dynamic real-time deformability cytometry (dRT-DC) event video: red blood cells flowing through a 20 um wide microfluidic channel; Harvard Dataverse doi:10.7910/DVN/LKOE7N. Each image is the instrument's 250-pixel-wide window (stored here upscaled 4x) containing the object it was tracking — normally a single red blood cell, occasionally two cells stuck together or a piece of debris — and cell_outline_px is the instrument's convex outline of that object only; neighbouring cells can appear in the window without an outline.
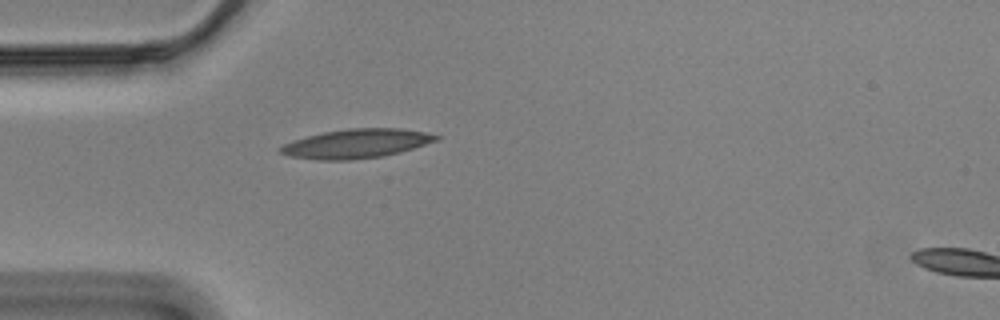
{"species": "Egyptian fruit bat (a non-hibernating species)", "species_latin": "Rousettus aegyptiacus", "temperature_condition": "cold", "stored_images_in_passage": 42, "camera_frame_rate_fps": 3000, "um_per_image_px": 0.085, "animal": {"sex": "male"}, "frame": {"image": 1, "passage_image": 1, "time_ms": 0.0, "image_size_px": [1000, 320], "cell_outline_px": [[440, 140], [400, 152], [384, 156], [352, 160], [316, 160], [288, 156], [280, 152], [280, 148], [284, 144], [292, 140], [324, 132], [348, 128], [400, 128], [424, 132], [440, 136]], "centroid_in_image_um": [30.31, 12.21], "position_along_channel_um": 54.7, "area_um2": 26.47}}
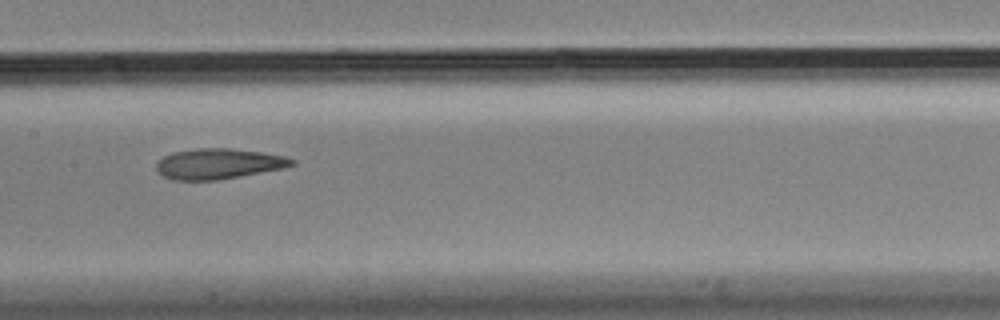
{"frame": {"image": 2, "passage_image": 13, "time_ms": 4.0, "image_size_px": [1000, 320], "cell_outline_px": [[296, 164], [284, 168], [240, 176], [216, 180], [172, 180], [160, 176], [156, 172], [156, 164], [164, 156], [172, 152], [196, 148], [228, 148], [260, 152], [284, 156], [296, 160]], "centroid_in_image_um": [18.53, 13.92], "position_along_channel_um": 188.9, "area_um2": 24.16}}
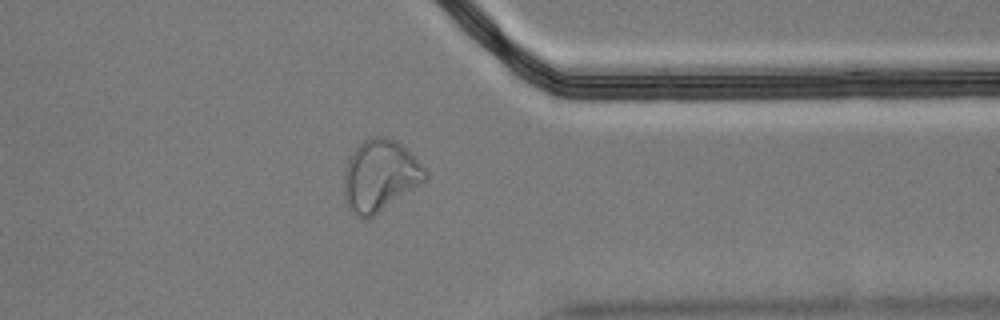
{"frame": {"image": 3, "passage_image": 30, "time_ms": 9.667, "image_size_px": [1000, 320], "cell_outline_px": [[428, 180], [368, 220], [360, 220], [348, 208], [344, 196], [344, 168], [352, 152], [368, 136], [384, 136], [396, 140], [428, 172]], "centroid_in_image_um": [32.28, 14.97], "position_along_channel_um": 379.1, "area_um2": 34.16}, "authors_computed_cell_mechanics": {"area_um2": 25.3164, "velocity_mm_per_s": 3.48, "shape_relaxation_time_tau1_ms": null, "shape_relaxation_time_tau2_ms": 3.5169, "deformation_change_tau1": null, "deformation_change_tau2": 0.1187}}